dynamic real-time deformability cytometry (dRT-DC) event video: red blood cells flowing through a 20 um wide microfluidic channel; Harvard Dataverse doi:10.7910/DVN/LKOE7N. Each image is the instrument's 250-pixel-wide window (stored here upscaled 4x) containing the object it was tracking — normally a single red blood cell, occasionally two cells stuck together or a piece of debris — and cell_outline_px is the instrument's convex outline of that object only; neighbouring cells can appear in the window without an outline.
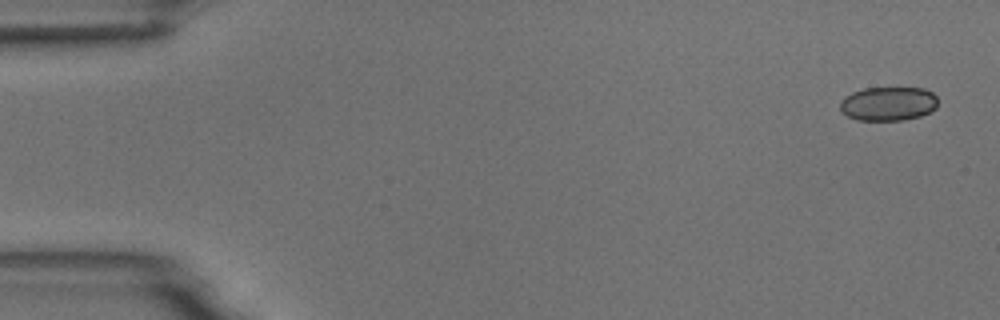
{"species": "common noctule bat (a hibernating species)", "species_latin": "Nyctalus noctula", "temperature_condition": "room temperature", "stored_images_in_passage": 6, "camera_frame_rate_fps": 3000, "um_per_image_px": 0.085, "animal": {"sex": "male", "body_mass_g": 18.8}, "frame": {"image": 1, "passage_image": 1, "time_ms": 0.0, "image_size_px": [1000, 320], "cell_outline_px": [[936, 108], [920, 116], [904, 120], [856, 120], [848, 116], [840, 108], [840, 100], [844, 96], [852, 92], [864, 88], [924, 88], [932, 92], [936, 96]], "centroid_in_image_um": [75.48, 8.81], "position_along_channel_um": 9.5, "area_um2": 19.36}}